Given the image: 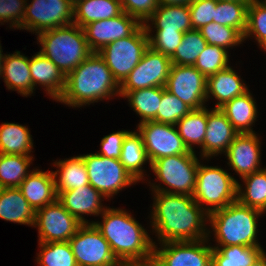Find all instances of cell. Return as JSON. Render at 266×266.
Wrapping results in <instances>:
<instances>
[{
  "mask_svg": "<svg viewBox=\"0 0 266 266\" xmlns=\"http://www.w3.org/2000/svg\"><path fill=\"white\" fill-rule=\"evenodd\" d=\"M192 109L177 96L162 87V99L153 121L164 124L176 125L177 122L187 115Z\"/></svg>",
  "mask_w": 266,
  "mask_h": 266,
  "instance_id": "b9f144b4",
  "label": "cell"
},
{
  "mask_svg": "<svg viewBox=\"0 0 266 266\" xmlns=\"http://www.w3.org/2000/svg\"><path fill=\"white\" fill-rule=\"evenodd\" d=\"M171 66L172 61L169 56L149 47L137 66L120 84V97L137 89L165 87Z\"/></svg>",
  "mask_w": 266,
  "mask_h": 266,
  "instance_id": "4fadbf2b",
  "label": "cell"
},
{
  "mask_svg": "<svg viewBox=\"0 0 266 266\" xmlns=\"http://www.w3.org/2000/svg\"><path fill=\"white\" fill-rule=\"evenodd\" d=\"M53 171L57 195L61 191H68L89 184L86 165L81 155L54 162ZM59 175V176H58Z\"/></svg>",
  "mask_w": 266,
  "mask_h": 266,
  "instance_id": "f1b7e54d",
  "label": "cell"
},
{
  "mask_svg": "<svg viewBox=\"0 0 266 266\" xmlns=\"http://www.w3.org/2000/svg\"><path fill=\"white\" fill-rule=\"evenodd\" d=\"M39 247L36 261L40 266H78L69 241L39 242Z\"/></svg>",
  "mask_w": 266,
  "mask_h": 266,
  "instance_id": "74e56055",
  "label": "cell"
},
{
  "mask_svg": "<svg viewBox=\"0 0 266 266\" xmlns=\"http://www.w3.org/2000/svg\"><path fill=\"white\" fill-rule=\"evenodd\" d=\"M26 5L21 29L36 33L73 24L71 0H32Z\"/></svg>",
  "mask_w": 266,
  "mask_h": 266,
  "instance_id": "8fae6325",
  "label": "cell"
},
{
  "mask_svg": "<svg viewBox=\"0 0 266 266\" xmlns=\"http://www.w3.org/2000/svg\"><path fill=\"white\" fill-rule=\"evenodd\" d=\"M193 0H158L159 5H189Z\"/></svg>",
  "mask_w": 266,
  "mask_h": 266,
  "instance_id": "f907efd6",
  "label": "cell"
},
{
  "mask_svg": "<svg viewBox=\"0 0 266 266\" xmlns=\"http://www.w3.org/2000/svg\"><path fill=\"white\" fill-rule=\"evenodd\" d=\"M122 12L120 0H77L73 23L83 28L91 22L114 18Z\"/></svg>",
  "mask_w": 266,
  "mask_h": 266,
  "instance_id": "83f0119b",
  "label": "cell"
},
{
  "mask_svg": "<svg viewBox=\"0 0 266 266\" xmlns=\"http://www.w3.org/2000/svg\"><path fill=\"white\" fill-rule=\"evenodd\" d=\"M41 52L66 76L91 53L83 28L77 24L48 29L37 34Z\"/></svg>",
  "mask_w": 266,
  "mask_h": 266,
  "instance_id": "5b68a950",
  "label": "cell"
},
{
  "mask_svg": "<svg viewBox=\"0 0 266 266\" xmlns=\"http://www.w3.org/2000/svg\"><path fill=\"white\" fill-rule=\"evenodd\" d=\"M217 0H193L189 5L192 29L213 22Z\"/></svg>",
  "mask_w": 266,
  "mask_h": 266,
  "instance_id": "f6af8a7d",
  "label": "cell"
},
{
  "mask_svg": "<svg viewBox=\"0 0 266 266\" xmlns=\"http://www.w3.org/2000/svg\"><path fill=\"white\" fill-rule=\"evenodd\" d=\"M152 26H150V23ZM146 31H180L192 30L188 5H158L152 16L144 24ZM152 27V28H151Z\"/></svg>",
  "mask_w": 266,
  "mask_h": 266,
  "instance_id": "d4e9b609",
  "label": "cell"
},
{
  "mask_svg": "<svg viewBox=\"0 0 266 266\" xmlns=\"http://www.w3.org/2000/svg\"><path fill=\"white\" fill-rule=\"evenodd\" d=\"M123 266H159V264L152 258L147 261L127 262Z\"/></svg>",
  "mask_w": 266,
  "mask_h": 266,
  "instance_id": "681fc988",
  "label": "cell"
},
{
  "mask_svg": "<svg viewBox=\"0 0 266 266\" xmlns=\"http://www.w3.org/2000/svg\"><path fill=\"white\" fill-rule=\"evenodd\" d=\"M249 89L240 76L228 66L216 74L207 77L206 100L212 95L218 102L215 108H221L235 97L243 95Z\"/></svg>",
  "mask_w": 266,
  "mask_h": 266,
  "instance_id": "cb8c5ba5",
  "label": "cell"
},
{
  "mask_svg": "<svg viewBox=\"0 0 266 266\" xmlns=\"http://www.w3.org/2000/svg\"><path fill=\"white\" fill-rule=\"evenodd\" d=\"M137 131L143 138L150 165L162 157L195 153L187 148L176 125L149 120L139 123Z\"/></svg>",
  "mask_w": 266,
  "mask_h": 266,
  "instance_id": "7c38bea8",
  "label": "cell"
},
{
  "mask_svg": "<svg viewBox=\"0 0 266 266\" xmlns=\"http://www.w3.org/2000/svg\"><path fill=\"white\" fill-rule=\"evenodd\" d=\"M141 25L136 18L123 11L114 18L91 22L83 30L91 51L99 52L109 43L129 37Z\"/></svg>",
  "mask_w": 266,
  "mask_h": 266,
  "instance_id": "e0dca14e",
  "label": "cell"
},
{
  "mask_svg": "<svg viewBox=\"0 0 266 266\" xmlns=\"http://www.w3.org/2000/svg\"><path fill=\"white\" fill-rule=\"evenodd\" d=\"M261 142L255 133L238 134L229 145L227 152L228 165L243 178L261 169Z\"/></svg>",
  "mask_w": 266,
  "mask_h": 266,
  "instance_id": "ac0fdd59",
  "label": "cell"
},
{
  "mask_svg": "<svg viewBox=\"0 0 266 266\" xmlns=\"http://www.w3.org/2000/svg\"><path fill=\"white\" fill-rule=\"evenodd\" d=\"M123 98H127L130 107L141 118L140 123L153 120L162 99V87L137 89L127 92Z\"/></svg>",
  "mask_w": 266,
  "mask_h": 266,
  "instance_id": "d590c367",
  "label": "cell"
},
{
  "mask_svg": "<svg viewBox=\"0 0 266 266\" xmlns=\"http://www.w3.org/2000/svg\"><path fill=\"white\" fill-rule=\"evenodd\" d=\"M27 0H0V23H10V28H17L21 30V23L23 22Z\"/></svg>",
  "mask_w": 266,
  "mask_h": 266,
  "instance_id": "bcb514c9",
  "label": "cell"
},
{
  "mask_svg": "<svg viewBox=\"0 0 266 266\" xmlns=\"http://www.w3.org/2000/svg\"><path fill=\"white\" fill-rule=\"evenodd\" d=\"M217 1H251V0H217Z\"/></svg>",
  "mask_w": 266,
  "mask_h": 266,
  "instance_id": "11a10c76",
  "label": "cell"
},
{
  "mask_svg": "<svg viewBox=\"0 0 266 266\" xmlns=\"http://www.w3.org/2000/svg\"><path fill=\"white\" fill-rule=\"evenodd\" d=\"M209 45H217L226 50L244 42L243 35L235 28L210 22L199 29Z\"/></svg>",
  "mask_w": 266,
  "mask_h": 266,
  "instance_id": "ab89813d",
  "label": "cell"
},
{
  "mask_svg": "<svg viewBox=\"0 0 266 266\" xmlns=\"http://www.w3.org/2000/svg\"><path fill=\"white\" fill-rule=\"evenodd\" d=\"M251 266H266V252L264 251Z\"/></svg>",
  "mask_w": 266,
  "mask_h": 266,
  "instance_id": "816d5d0a",
  "label": "cell"
},
{
  "mask_svg": "<svg viewBox=\"0 0 266 266\" xmlns=\"http://www.w3.org/2000/svg\"><path fill=\"white\" fill-rule=\"evenodd\" d=\"M119 160L138 182L145 180L143 178L145 172L142 166L146 162L150 164V161L146 154L143 138L138 131H130L126 135Z\"/></svg>",
  "mask_w": 266,
  "mask_h": 266,
  "instance_id": "f546056e",
  "label": "cell"
},
{
  "mask_svg": "<svg viewBox=\"0 0 266 266\" xmlns=\"http://www.w3.org/2000/svg\"><path fill=\"white\" fill-rule=\"evenodd\" d=\"M129 132L128 130H121L104 136L100 143L101 152L97 154L108 158L119 159L123 141Z\"/></svg>",
  "mask_w": 266,
  "mask_h": 266,
  "instance_id": "c3c4849f",
  "label": "cell"
},
{
  "mask_svg": "<svg viewBox=\"0 0 266 266\" xmlns=\"http://www.w3.org/2000/svg\"><path fill=\"white\" fill-rule=\"evenodd\" d=\"M18 188L35 211L57 200L53 171L33 169Z\"/></svg>",
  "mask_w": 266,
  "mask_h": 266,
  "instance_id": "44dd1931",
  "label": "cell"
},
{
  "mask_svg": "<svg viewBox=\"0 0 266 266\" xmlns=\"http://www.w3.org/2000/svg\"><path fill=\"white\" fill-rule=\"evenodd\" d=\"M35 214L18 187L0 189V219L34 227Z\"/></svg>",
  "mask_w": 266,
  "mask_h": 266,
  "instance_id": "484cf974",
  "label": "cell"
},
{
  "mask_svg": "<svg viewBox=\"0 0 266 266\" xmlns=\"http://www.w3.org/2000/svg\"><path fill=\"white\" fill-rule=\"evenodd\" d=\"M238 134L220 108L207 109V127L200 157L207 160L226 153Z\"/></svg>",
  "mask_w": 266,
  "mask_h": 266,
  "instance_id": "d6986e66",
  "label": "cell"
},
{
  "mask_svg": "<svg viewBox=\"0 0 266 266\" xmlns=\"http://www.w3.org/2000/svg\"><path fill=\"white\" fill-rule=\"evenodd\" d=\"M153 194L150 222L160 243L199 241L211 236L210 229L205 227L209 214L193 196L164 192Z\"/></svg>",
  "mask_w": 266,
  "mask_h": 266,
  "instance_id": "6da1fadb",
  "label": "cell"
},
{
  "mask_svg": "<svg viewBox=\"0 0 266 266\" xmlns=\"http://www.w3.org/2000/svg\"><path fill=\"white\" fill-rule=\"evenodd\" d=\"M56 200L38 210L34 227L38 228L39 242L69 241L82 225Z\"/></svg>",
  "mask_w": 266,
  "mask_h": 266,
  "instance_id": "9a60e30c",
  "label": "cell"
},
{
  "mask_svg": "<svg viewBox=\"0 0 266 266\" xmlns=\"http://www.w3.org/2000/svg\"><path fill=\"white\" fill-rule=\"evenodd\" d=\"M176 126L187 148L195 152L194 145L203 146L207 127V108L191 110L177 122Z\"/></svg>",
  "mask_w": 266,
  "mask_h": 266,
  "instance_id": "d6a6232c",
  "label": "cell"
},
{
  "mask_svg": "<svg viewBox=\"0 0 266 266\" xmlns=\"http://www.w3.org/2000/svg\"><path fill=\"white\" fill-rule=\"evenodd\" d=\"M212 266H251L264 252L261 246L212 247Z\"/></svg>",
  "mask_w": 266,
  "mask_h": 266,
  "instance_id": "836d02e7",
  "label": "cell"
},
{
  "mask_svg": "<svg viewBox=\"0 0 266 266\" xmlns=\"http://www.w3.org/2000/svg\"><path fill=\"white\" fill-rule=\"evenodd\" d=\"M207 45L206 40L197 29H192L183 34L181 44L170 57L172 64L193 66Z\"/></svg>",
  "mask_w": 266,
  "mask_h": 266,
  "instance_id": "f35d334b",
  "label": "cell"
},
{
  "mask_svg": "<svg viewBox=\"0 0 266 266\" xmlns=\"http://www.w3.org/2000/svg\"><path fill=\"white\" fill-rule=\"evenodd\" d=\"M228 50L207 44L198 56L195 66L206 78L229 66Z\"/></svg>",
  "mask_w": 266,
  "mask_h": 266,
  "instance_id": "60d3db41",
  "label": "cell"
},
{
  "mask_svg": "<svg viewBox=\"0 0 266 266\" xmlns=\"http://www.w3.org/2000/svg\"><path fill=\"white\" fill-rule=\"evenodd\" d=\"M81 156L86 165L89 184L106 197L105 199L138 182L119 159L104 157L97 152Z\"/></svg>",
  "mask_w": 266,
  "mask_h": 266,
  "instance_id": "9c48e42d",
  "label": "cell"
},
{
  "mask_svg": "<svg viewBox=\"0 0 266 266\" xmlns=\"http://www.w3.org/2000/svg\"><path fill=\"white\" fill-rule=\"evenodd\" d=\"M262 211L244 206L238 201L209 213V222L217 246H261L258 243V218Z\"/></svg>",
  "mask_w": 266,
  "mask_h": 266,
  "instance_id": "277c9868",
  "label": "cell"
},
{
  "mask_svg": "<svg viewBox=\"0 0 266 266\" xmlns=\"http://www.w3.org/2000/svg\"><path fill=\"white\" fill-rule=\"evenodd\" d=\"M250 37H254L258 44L266 39L265 0H251L249 2L247 9V27L243 39L246 40Z\"/></svg>",
  "mask_w": 266,
  "mask_h": 266,
  "instance_id": "7bdbcfd3",
  "label": "cell"
},
{
  "mask_svg": "<svg viewBox=\"0 0 266 266\" xmlns=\"http://www.w3.org/2000/svg\"><path fill=\"white\" fill-rule=\"evenodd\" d=\"M33 156L0 153V187L15 188L32 172L28 171Z\"/></svg>",
  "mask_w": 266,
  "mask_h": 266,
  "instance_id": "e575fe53",
  "label": "cell"
},
{
  "mask_svg": "<svg viewBox=\"0 0 266 266\" xmlns=\"http://www.w3.org/2000/svg\"><path fill=\"white\" fill-rule=\"evenodd\" d=\"M2 52H3V50H2L1 44H0V78H1V73H2L3 59H4V56H5V55L2 54Z\"/></svg>",
  "mask_w": 266,
  "mask_h": 266,
  "instance_id": "f5cc1de1",
  "label": "cell"
},
{
  "mask_svg": "<svg viewBox=\"0 0 266 266\" xmlns=\"http://www.w3.org/2000/svg\"><path fill=\"white\" fill-rule=\"evenodd\" d=\"M29 64L30 58L21 54L20 51H15L13 54H5L1 77L8 90H15L26 97L33 93Z\"/></svg>",
  "mask_w": 266,
  "mask_h": 266,
  "instance_id": "603a6c76",
  "label": "cell"
},
{
  "mask_svg": "<svg viewBox=\"0 0 266 266\" xmlns=\"http://www.w3.org/2000/svg\"><path fill=\"white\" fill-rule=\"evenodd\" d=\"M120 2L122 10L141 24L146 23L159 5L158 0H120Z\"/></svg>",
  "mask_w": 266,
  "mask_h": 266,
  "instance_id": "7dc6e473",
  "label": "cell"
},
{
  "mask_svg": "<svg viewBox=\"0 0 266 266\" xmlns=\"http://www.w3.org/2000/svg\"><path fill=\"white\" fill-rule=\"evenodd\" d=\"M147 34L149 47L152 50L171 57L181 44L184 33L180 31H156L154 36L151 32H147Z\"/></svg>",
  "mask_w": 266,
  "mask_h": 266,
  "instance_id": "ee69618b",
  "label": "cell"
},
{
  "mask_svg": "<svg viewBox=\"0 0 266 266\" xmlns=\"http://www.w3.org/2000/svg\"><path fill=\"white\" fill-rule=\"evenodd\" d=\"M237 182L226 170L218 166H203L199 162L192 196L209 214L237 201ZM204 204L208 207L203 208Z\"/></svg>",
  "mask_w": 266,
  "mask_h": 266,
  "instance_id": "52a82bcc",
  "label": "cell"
},
{
  "mask_svg": "<svg viewBox=\"0 0 266 266\" xmlns=\"http://www.w3.org/2000/svg\"><path fill=\"white\" fill-rule=\"evenodd\" d=\"M114 95L120 96V85L98 52H92L66 75L64 92L58 101L80 108Z\"/></svg>",
  "mask_w": 266,
  "mask_h": 266,
  "instance_id": "3957f363",
  "label": "cell"
},
{
  "mask_svg": "<svg viewBox=\"0 0 266 266\" xmlns=\"http://www.w3.org/2000/svg\"><path fill=\"white\" fill-rule=\"evenodd\" d=\"M105 198L98 190L94 189L90 184L79 188L61 191L57 200L63 207L81 223H90L82 215H101L106 207L101 203Z\"/></svg>",
  "mask_w": 266,
  "mask_h": 266,
  "instance_id": "ffe728a7",
  "label": "cell"
},
{
  "mask_svg": "<svg viewBox=\"0 0 266 266\" xmlns=\"http://www.w3.org/2000/svg\"><path fill=\"white\" fill-rule=\"evenodd\" d=\"M28 127L15 123L0 125V153L32 156L33 140Z\"/></svg>",
  "mask_w": 266,
  "mask_h": 266,
  "instance_id": "4dcf8cb0",
  "label": "cell"
},
{
  "mask_svg": "<svg viewBox=\"0 0 266 266\" xmlns=\"http://www.w3.org/2000/svg\"><path fill=\"white\" fill-rule=\"evenodd\" d=\"M243 185L237 182V201L266 213V167L242 178Z\"/></svg>",
  "mask_w": 266,
  "mask_h": 266,
  "instance_id": "1f68e13d",
  "label": "cell"
},
{
  "mask_svg": "<svg viewBox=\"0 0 266 266\" xmlns=\"http://www.w3.org/2000/svg\"><path fill=\"white\" fill-rule=\"evenodd\" d=\"M69 243L78 266H121L94 223H83Z\"/></svg>",
  "mask_w": 266,
  "mask_h": 266,
  "instance_id": "30bf717a",
  "label": "cell"
},
{
  "mask_svg": "<svg viewBox=\"0 0 266 266\" xmlns=\"http://www.w3.org/2000/svg\"><path fill=\"white\" fill-rule=\"evenodd\" d=\"M250 1H217L213 22L237 29L244 35Z\"/></svg>",
  "mask_w": 266,
  "mask_h": 266,
  "instance_id": "8d00e7d4",
  "label": "cell"
},
{
  "mask_svg": "<svg viewBox=\"0 0 266 266\" xmlns=\"http://www.w3.org/2000/svg\"><path fill=\"white\" fill-rule=\"evenodd\" d=\"M239 133H255L252 125L257 118V105L250 90L227 102L220 108Z\"/></svg>",
  "mask_w": 266,
  "mask_h": 266,
  "instance_id": "4316f807",
  "label": "cell"
},
{
  "mask_svg": "<svg viewBox=\"0 0 266 266\" xmlns=\"http://www.w3.org/2000/svg\"><path fill=\"white\" fill-rule=\"evenodd\" d=\"M148 48L149 38L142 24L132 35L109 43L98 54L120 85L137 66Z\"/></svg>",
  "mask_w": 266,
  "mask_h": 266,
  "instance_id": "ba28073f",
  "label": "cell"
},
{
  "mask_svg": "<svg viewBox=\"0 0 266 266\" xmlns=\"http://www.w3.org/2000/svg\"><path fill=\"white\" fill-rule=\"evenodd\" d=\"M157 181L166 185L150 183L152 192L184 194L192 196L196 186L199 159L196 153L166 156L149 165Z\"/></svg>",
  "mask_w": 266,
  "mask_h": 266,
  "instance_id": "8992f818",
  "label": "cell"
},
{
  "mask_svg": "<svg viewBox=\"0 0 266 266\" xmlns=\"http://www.w3.org/2000/svg\"><path fill=\"white\" fill-rule=\"evenodd\" d=\"M258 45L266 52V39L261 41Z\"/></svg>",
  "mask_w": 266,
  "mask_h": 266,
  "instance_id": "db71d44e",
  "label": "cell"
},
{
  "mask_svg": "<svg viewBox=\"0 0 266 266\" xmlns=\"http://www.w3.org/2000/svg\"><path fill=\"white\" fill-rule=\"evenodd\" d=\"M131 213L106 207L101 222L91 221L109 243L112 253L122 263L153 258L154 244L150 235Z\"/></svg>",
  "mask_w": 266,
  "mask_h": 266,
  "instance_id": "7a4b0ae2",
  "label": "cell"
},
{
  "mask_svg": "<svg viewBox=\"0 0 266 266\" xmlns=\"http://www.w3.org/2000/svg\"><path fill=\"white\" fill-rule=\"evenodd\" d=\"M208 240L163 242L160 248L154 244L153 259L159 266H212L213 248L206 245Z\"/></svg>",
  "mask_w": 266,
  "mask_h": 266,
  "instance_id": "5bb4252c",
  "label": "cell"
},
{
  "mask_svg": "<svg viewBox=\"0 0 266 266\" xmlns=\"http://www.w3.org/2000/svg\"><path fill=\"white\" fill-rule=\"evenodd\" d=\"M165 89L192 110L207 107V78L195 66L172 64Z\"/></svg>",
  "mask_w": 266,
  "mask_h": 266,
  "instance_id": "2e32d148",
  "label": "cell"
},
{
  "mask_svg": "<svg viewBox=\"0 0 266 266\" xmlns=\"http://www.w3.org/2000/svg\"><path fill=\"white\" fill-rule=\"evenodd\" d=\"M30 73L33 91L35 86L45 87L46 93L58 102L65 88V75L61 70L41 52H37L30 59Z\"/></svg>",
  "mask_w": 266,
  "mask_h": 266,
  "instance_id": "7402d4cb",
  "label": "cell"
}]
</instances>
